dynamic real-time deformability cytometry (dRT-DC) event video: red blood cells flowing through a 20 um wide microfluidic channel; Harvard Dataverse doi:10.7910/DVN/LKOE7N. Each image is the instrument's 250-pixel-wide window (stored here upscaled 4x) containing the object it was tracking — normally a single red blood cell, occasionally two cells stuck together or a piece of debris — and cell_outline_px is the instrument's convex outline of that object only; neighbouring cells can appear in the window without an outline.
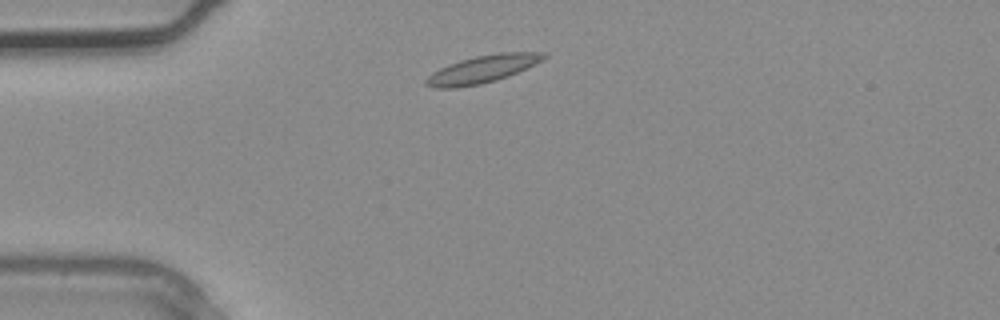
{"species": "common noctule bat (a hibernating species)", "species_latin": "Nyctalus noctula", "temperature_condition": "warm", "stored_images_in_passage": 1, "camera_frame_rate_fps": 3000, "um_per_image_px": 0.085, "animal": {"sex": "male", "body_mass_g": 20.4}, "frame": {"image": 1, "passage_image": 1, "time_ms": 0.0, "image_size_px": [1000, 320], "cell_outline_px": [[548, 56], [508, 76], [496, 80], [480, 84], [456, 88], [432, 88], [424, 84], [424, 80], [432, 72], [448, 64], [460, 60], [476, 56], [500, 52], [548, 52]], "centroid_in_image_um": [40.94, 5.88], "position_along_channel_um": 44.1, "area_um2": 18.73}}